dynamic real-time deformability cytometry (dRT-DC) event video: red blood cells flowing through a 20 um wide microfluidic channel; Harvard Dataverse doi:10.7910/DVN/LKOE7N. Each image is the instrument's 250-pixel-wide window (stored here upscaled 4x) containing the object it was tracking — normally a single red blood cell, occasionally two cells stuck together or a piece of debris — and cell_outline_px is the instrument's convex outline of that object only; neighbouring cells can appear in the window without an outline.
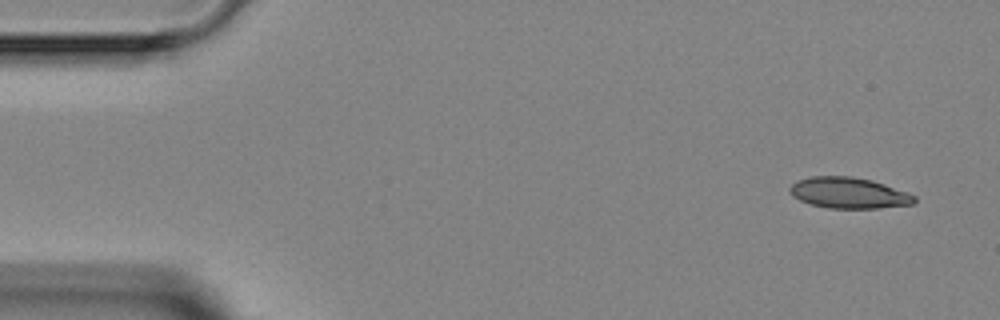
{"species": "Egyptian fruit bat (a non-hibernating species)", "species_latin": "Rousettus aegyptiacus", "temperature_condition": "room temperature", "stored_images_in_passage": 3, "camera_frame_rate_fps": 3000, "um_per_image_px": 0.085, "animal": {"sex": "female"}, "frame": {"image": 1, "passage_image": 1, "time_ms": 0.0, "image_size_px": [1000, 320], "cell_outline_px": [[916, 204], [876, 208], [828, 208], [812, 204], [800, 200], [792, 196], [788, 188], [796, 180], [812, 176], [852, 176], [872, 180], [908, 192], [916, 196]], "centroid_in_image_um": [72.15, 16.39], "position_along_channel_um": 12.8, "area_um2": 22.6}}